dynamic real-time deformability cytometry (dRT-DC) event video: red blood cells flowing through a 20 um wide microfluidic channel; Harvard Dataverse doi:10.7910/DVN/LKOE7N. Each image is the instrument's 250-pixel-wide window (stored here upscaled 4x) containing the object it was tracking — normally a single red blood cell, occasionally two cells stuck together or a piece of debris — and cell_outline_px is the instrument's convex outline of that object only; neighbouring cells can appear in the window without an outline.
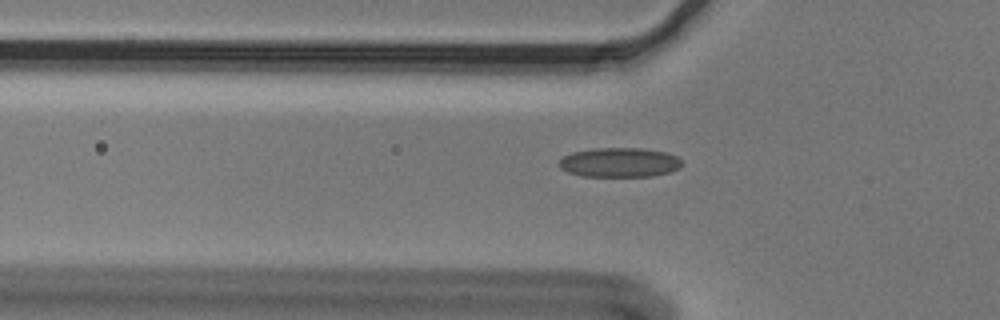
{"species": "Egyptian fruit bat (a non-hibernating species)", "species_latin": "Rousettus aegyptiacus", "temperature_condition": "cold", "stored_images_in_passage": 43, "camera_frame_rate_fps": 3000, "um_per_image_px": 0.085, "animal": {"sex": "male"}, "frame": {"image": 1, "passage_image": 6, "time_ms": 1.667, "image_size_px": [1000, 320], "cell_outline_px": [[684, 164], [680, 168], [672, 172], [652, 176], [584, 176], [568, 172], [560, 168], [560, 160], [564, 156], [572, 152], [596, 148], [640, 148], [668, 152], [676, 156]], "centroid_in_image_um": [52.71, 13.8], "position_along_channel_um": 73.1, "area_um2": 21.15}}
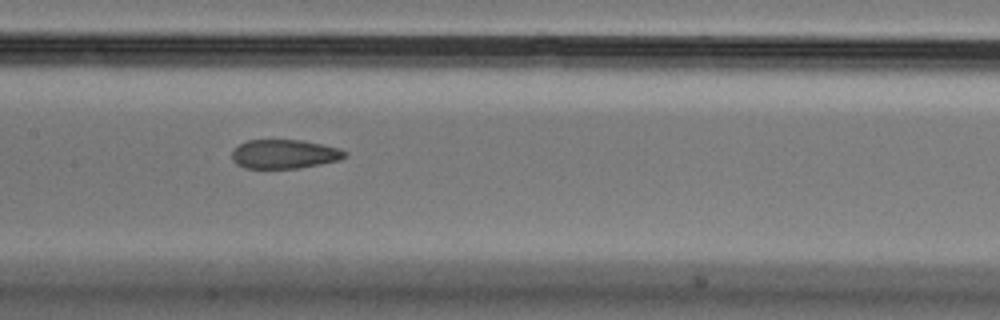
{"frame": {"image": 2, "passage_image": 15, "time_ms": 4.667, "image_size_px": [1000, 320], "cell_outline_px": [[348, 156], [340, 160], [320, 164], [296, 168], [244, 168], [236, 164], [232, 160], [232, 152], [240, 144], [248, 140], [300, 140], [340, 148], [348, 152]], "centroid_in_image_um": [24.2, 13.1], "position_along_channel_um": 183.2, "area_um2": 19.07}}
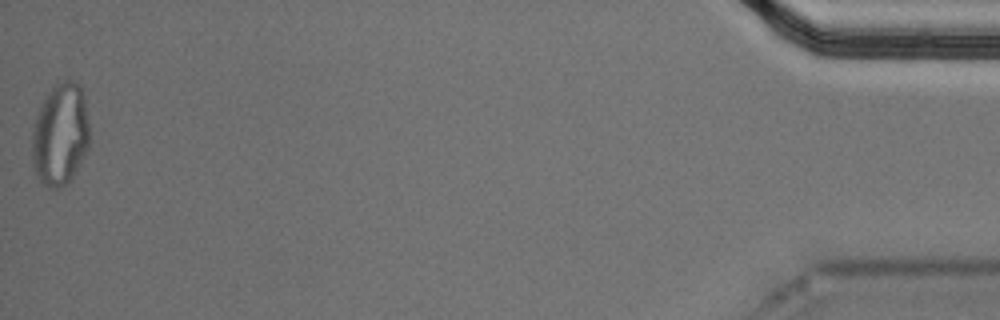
{"frame": {"image": 3, "passage_image": 43, "time_ms": 14.0, "image_size_px": [1000, 320], "cell_outline_px": [[88, 148], [72, 180], [56, 188], [48, 188], [40, 180], [32, 164], [32, 132], [36, 116], [48, 92], [56, 80], [68, 76], [80, 84], [84, 96], [88, 120]], "centroid_in_image_um": [5.13, 11.36], "position_along_channel_um": 430.1, "area_um2": 34.68}, "authors_computed_cell_mechanics": {"area_um2": 20.9236, "velocity_mm_per_s": 3.6264, "shape_relaxation_time_tau1_ms": null, "shape_relaxation_time_tau2_ms": 1.9382, "deformation_change_tau1": null, "deformation_change_tau2": 0.085}}